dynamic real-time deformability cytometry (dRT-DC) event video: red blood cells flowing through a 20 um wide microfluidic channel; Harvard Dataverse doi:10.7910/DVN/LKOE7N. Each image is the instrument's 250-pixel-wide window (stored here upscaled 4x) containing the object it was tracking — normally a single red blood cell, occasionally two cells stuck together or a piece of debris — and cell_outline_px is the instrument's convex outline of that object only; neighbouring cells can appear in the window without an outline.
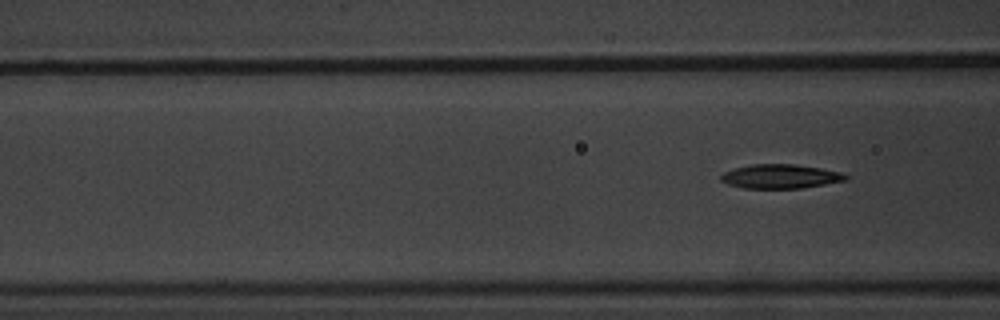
{"species": "common noctule bat (a hibernating species)", "species_latin": "Nyctalus noctula", "temperature_condition": "warm", "stored_images_in_passage": 8, "camera_frame_rate_fps": 3000, "um_per_image_px": 0.085, "animal": {"sex": "male", "body_mass_g": 20.1, "forearm_length_mm": 53.5}, "frame": {"image": 1, "passage_image": 8, "time_ms": 9.333, "image_size_px": [1000, 320], "cell_outline_px": [[848, 180], [800, 188], [744, 188], [728, 184], [720, 180], [720, 176], [724, 172], [736, 168], [752, 164], [796, 164], [820, 168], [840, 172], [848, 176]], "centroid_in_image_um": [66.33, 14.99], "position_along_channel_um": 100.3, "area_um2": 17.4}}